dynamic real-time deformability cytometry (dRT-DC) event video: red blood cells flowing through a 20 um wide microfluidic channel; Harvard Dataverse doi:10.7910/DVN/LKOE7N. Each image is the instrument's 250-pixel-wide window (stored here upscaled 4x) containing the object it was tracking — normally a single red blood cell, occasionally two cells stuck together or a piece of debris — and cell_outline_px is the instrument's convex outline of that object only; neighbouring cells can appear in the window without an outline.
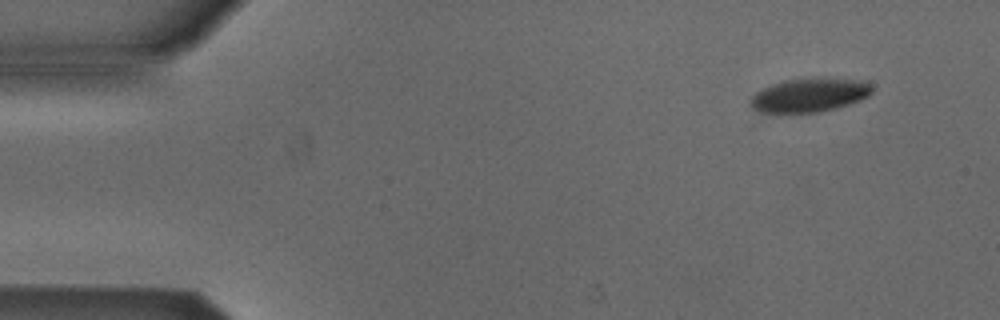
{"species": "Egyptian fruit bat (a non-hibernating species)", "species_latin": "Rousettus aegyptiacus", "temperature_condition": "cold", "stored_images_in_passage": 3, "camera_frame_rate_fps": 3000, "um_per_image_px": 0.085, "animal": {"sex": "male"}, "frame": {"image": 1, "passage_image": 1, "time_ms": 0.0, "image_size_px": [1000, 320], "cell_outline_px": [[872, 92], [868, 96], [860, 100], [836, 108], [820, 112], [756, 112], [748, 104], [752, 96], [756, 92], [772, 84], [784, 80], [864, 80], [872, 88]], "centroid_in_image_um": [68.75, 8.12], "position_along_channel_um": 16.3, "area_um2": 23.18}}